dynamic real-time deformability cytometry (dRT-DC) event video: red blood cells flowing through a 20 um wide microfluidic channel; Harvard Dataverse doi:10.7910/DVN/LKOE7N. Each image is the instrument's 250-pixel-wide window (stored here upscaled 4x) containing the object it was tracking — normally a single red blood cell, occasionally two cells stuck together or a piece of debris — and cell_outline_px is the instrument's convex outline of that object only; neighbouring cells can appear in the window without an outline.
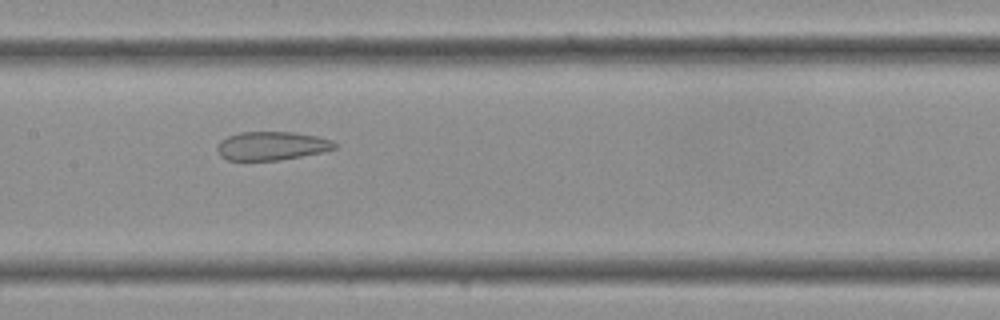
{"species": "Egyptian fruit bat (a non-hibernating species)", "species_latin": "Rousettus aegyptiacus", "temperature_condition": "cold", "stored_images_in_passage": 26, "camera_frame_rate_fps": 3000, "um_per_image_px": 0.085, "frame": {"image": 1, "passage_image": 10, "time_ms": 3.0, "image_size_px": [1000, 320], "cell_outline_px": [[336, 148], [320, 152], [280, 160], [228, 160], [220, 156], [216, 148], [220, 140], [228, 136], [240, 132], [292, 132], [316, 136], [332, 140], [336, 144]], "centroid_in_image_um": [23.06, 12.39], "position_along_channel_um": 184.3, "area_um2": 19.42}}
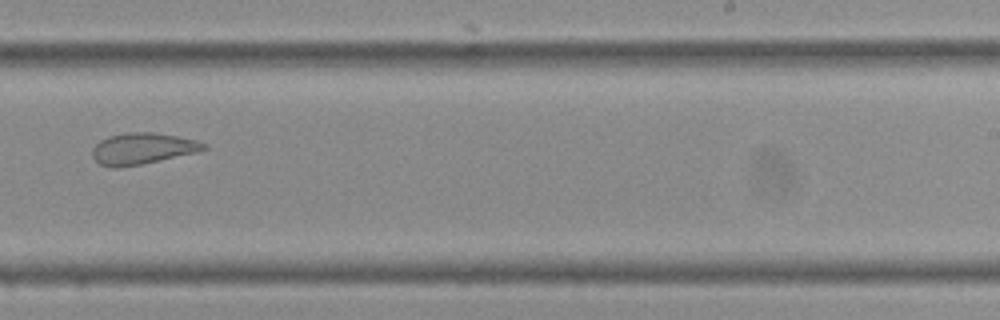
{"frame": {"image": 2, "passage_image": 15, "time_ms": 4.667, "image_size_px": [1000, 320], "cell_outline_px": [[208, 148], [196, 152], [140, 164], [120, 168], [112, 168], [100, 164], [92, 156], [92, 148], [100, 140], [108, 136], [128, 132], [156, 132], [196, 140], [208, 144]], "centroid_in_image_um": [12.09, 12.62], "position_along_channel_um": 276.9, "area_um2": 20.29}}
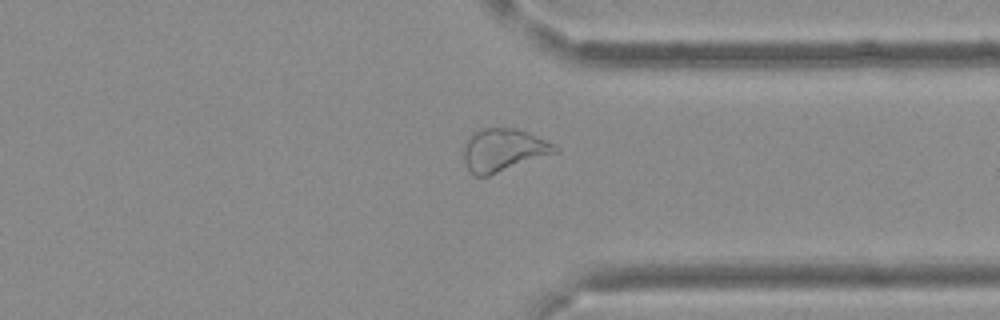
{"frame": {"image": 3, "passage_image": 20, "time_ms": 6.333, "image_size_px": [1000, 320], "cell_outline_px": [[560, 148], [556, 152], [488, 176], [476, 176], [468, 168], [464, 160], [464, 144], [472, 132], [480, 128], [516, 128], [528, 132]], "centroid_in_image_um": [42.74, 12.73], "position_along_channel_um": 368.7, "area_um2": 22.43}}